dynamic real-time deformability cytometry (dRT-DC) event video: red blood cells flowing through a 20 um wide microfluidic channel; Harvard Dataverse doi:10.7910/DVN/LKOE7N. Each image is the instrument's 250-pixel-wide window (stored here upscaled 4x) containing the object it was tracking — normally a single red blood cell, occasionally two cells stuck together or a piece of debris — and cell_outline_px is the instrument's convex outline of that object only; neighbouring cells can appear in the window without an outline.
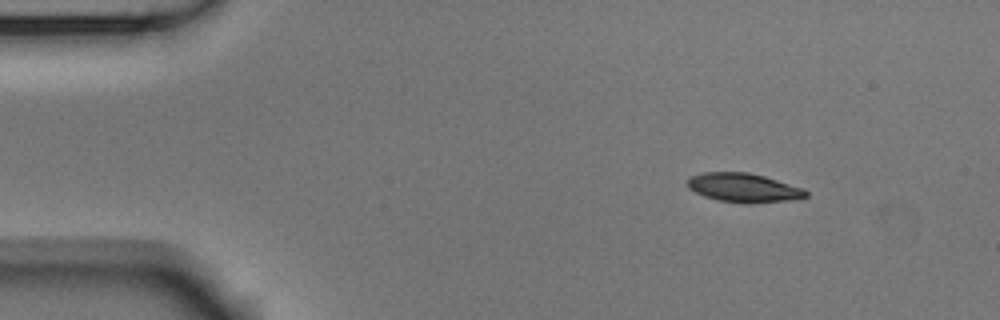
{"species": "Egyptian fruit bat (a non-hibernating species)", "species_latin": "Rousettus aegyptiacus", "temperature_condition": "room temperature", "stored_images_in_passage": 2, "camera_frame_rate_fps": 3000, "um_per_image_px": 0.085, "animal": {"sex": "male"}, "frame": {"image": 1, "passage_image": 1, "time_ms": 0.0, "image_size_px": [1000, 320], "cell_outline_px": [[808, 196], [788, 200], [752, 204], [744, 204], [716, 200], [704, 196], [688, 188], [688, 180], [692, 176], [704, 172], [748, 172], [764, 176], [804, 188], [808, 192]], "centroid_in_image_um": [63.22, 15.97], "position_along_channel_um": 21.8, "area_um2": 20.06}}
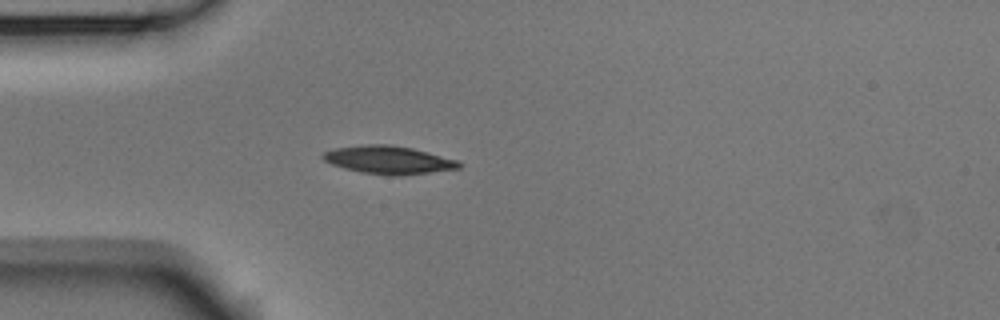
{"frame": {"image": 2, "passage_image": 2, "time_ms": 0.333, "image_size_px": [1000, 320], "cell_outline_px": [[464, 164], [460, 168], [400, 176], [388, 176], [360, 172], [344, 168], [332, 164], [324, 160], [320, 156], [324, 152], [332, 148], [368, 144], [388, 144], [412, 148], [456, 160]], "centroid_in_image_um": [32.99, 13.6], "position_along_channel_um": 52.0, "area_um2": 22.25}}